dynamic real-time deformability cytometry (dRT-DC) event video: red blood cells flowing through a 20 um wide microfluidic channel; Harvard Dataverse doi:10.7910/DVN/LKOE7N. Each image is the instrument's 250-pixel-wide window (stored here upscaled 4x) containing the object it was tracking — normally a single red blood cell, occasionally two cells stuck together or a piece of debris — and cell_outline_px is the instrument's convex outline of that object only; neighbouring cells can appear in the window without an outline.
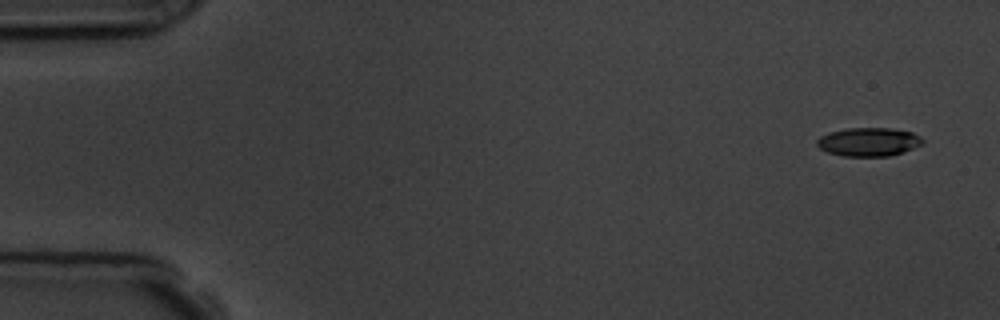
{"species": "common noctule bat (a hibernating species)", "species_latin": "Nyctalus noctula", "temperature_condition": "room temperature", "stored_images_in_passage": 3, "camera_frame_rate_fps": 3000, "um_per_image_px": 0.085, "animal": {"sex": "male", "body_mass_g": 19.5, "forearm_length_mm": 54.6}, "frame": {"image": 1, "passage_image": 1, "time_ms": 0.0, "image_size_px": [1000, 320], "cell_outline_px": [[924, 144], [904, 152], [888, 156], [844, 156], [828, 152], [820, 148], [816, 144], [816, 140], [820, 136], [832, 132], [848, 128], [892, 128], [912, 132], [920, 136], [924, 140]], "centroid_in_image_um": [73.88, 12.06], "position_along_channel_um": 11.1, "area_um2": 17.63}}